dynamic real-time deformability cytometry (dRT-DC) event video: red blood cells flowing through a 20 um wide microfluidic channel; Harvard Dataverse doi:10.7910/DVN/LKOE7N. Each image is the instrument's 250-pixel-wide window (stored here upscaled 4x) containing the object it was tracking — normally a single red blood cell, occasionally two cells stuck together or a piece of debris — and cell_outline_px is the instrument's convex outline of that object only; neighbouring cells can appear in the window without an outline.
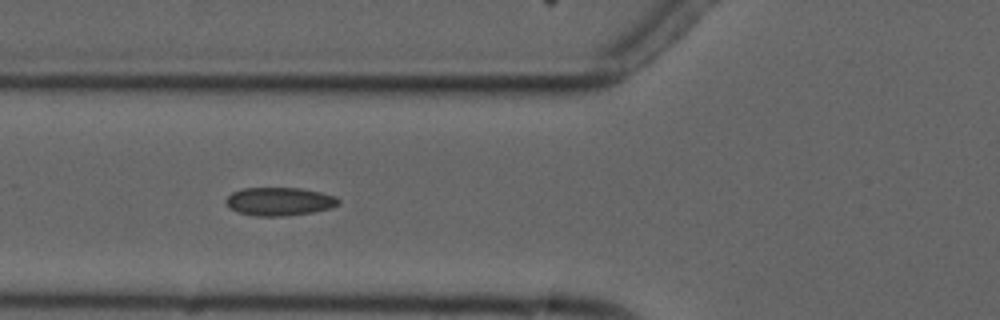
{"species": "common noctule bat (a hibernating species)", "species_latin": "Nyctalus noctula", "temperature_condition": "cold", "stored_images_in_passage": 7, "camera_frame_rate_fps": 3000, "um_per_image_px": 0.085, "animal": {"sex": "male", "forearm_length_mm": 52.5}, "frame": {"image": 1, "passage_image": 4, "time_ms": 3.333, "image_size_px": [1000, 320], "cell_outline_px": [[340, 204], [332, 208], [312, 212], [284, 216], [256, 216], [240, 212], [228, 208], [224, 200], [232, 192], [244, 188], [300, 188], [320, 192], [336, 196], [340, 200]], "centroid_in_image_um": [23.76, 17.12], "position_along_channel_um": 102.0, "area_um2": 18.61}}
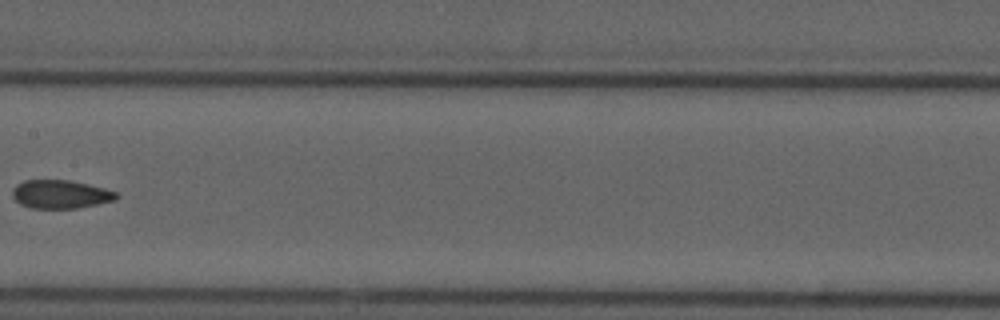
{"frame": {"image": 2, "passage_image": 6, "time_ms": 6.0, "image_size_px": [1000, 320], "cell_outline_px": [[120, 196], [116, 200], [76, 208], [32, 208], [20, 204], [12, 196], [12, 188], [16, 184], [24, 180], [68, 180], [88, 184], [104, 188], [116, 192]], "centroid_in_image_um": [5.13, 16.5], "position_along_channel_um": 202.3, "area_um2": 17.22}}
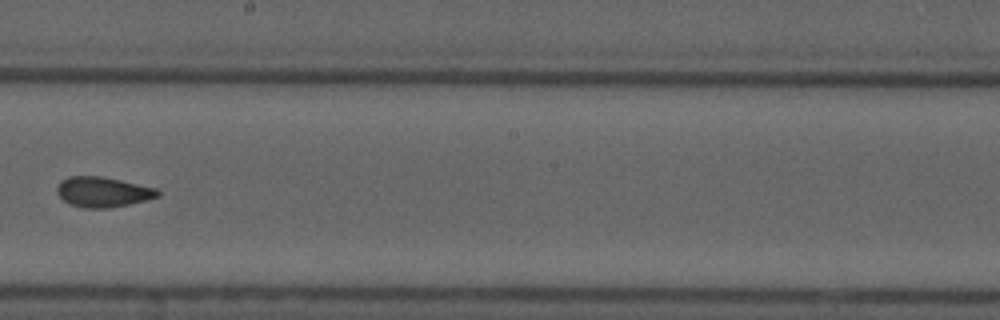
{"frame": {"image": 3, "passage_image": 7, "time_ms": 7.0, "image_size_px": [1000, 320], "cell_outline_px": [[160, 196], [128, 204], [108, 208], [84, 208], [68, 204], [56, 192], [56, 188], [60, 180], [68, 176], [100, 176], [120, 180], [156, 188], [160, 192]], "centroid_in_image_um": [8.7, 16.31], "position_along_channel_um": 239.5, "area_um2": 17.69}}